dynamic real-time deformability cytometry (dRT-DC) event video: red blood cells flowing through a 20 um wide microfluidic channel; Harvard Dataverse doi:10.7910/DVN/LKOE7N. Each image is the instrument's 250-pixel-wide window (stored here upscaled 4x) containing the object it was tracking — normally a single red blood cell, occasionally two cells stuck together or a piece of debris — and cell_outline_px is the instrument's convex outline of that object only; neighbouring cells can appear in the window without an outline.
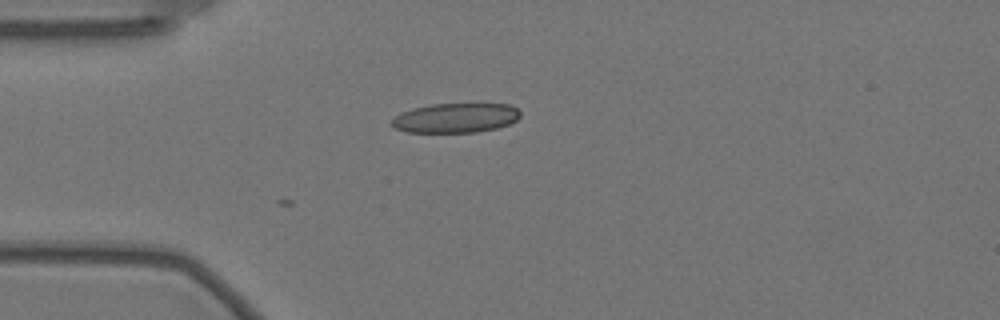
{"species": "Egyptian fruit bat (a non-hibernating species)", "species_latin": "Rousettus aegyptiacus", "temperature_condition": "warm", "stored_images_in_passage": 15, "camera_frame_rate_fps": 3000, "um_per_image_px": 0.085, "animal": {"sex": "female"}, "frame": {"image": 1, "passage_image": 15, "time_ms": 4.667, "image_size_px": [1000, 320], "cell_outline_px": [[520, 116], [516, 120], [508, 124], [496, 128], [476, 132], [408, 132], [396, 128], [392, 124], [392, 120], [400, 112], [412, 108], [432, 104], [508, 104], [516, 108], [520, 112]], "centroid_in_image_um": [38.72, 10.02], "position_along_channel_um": 46.3, "area_um2": 21.96}}